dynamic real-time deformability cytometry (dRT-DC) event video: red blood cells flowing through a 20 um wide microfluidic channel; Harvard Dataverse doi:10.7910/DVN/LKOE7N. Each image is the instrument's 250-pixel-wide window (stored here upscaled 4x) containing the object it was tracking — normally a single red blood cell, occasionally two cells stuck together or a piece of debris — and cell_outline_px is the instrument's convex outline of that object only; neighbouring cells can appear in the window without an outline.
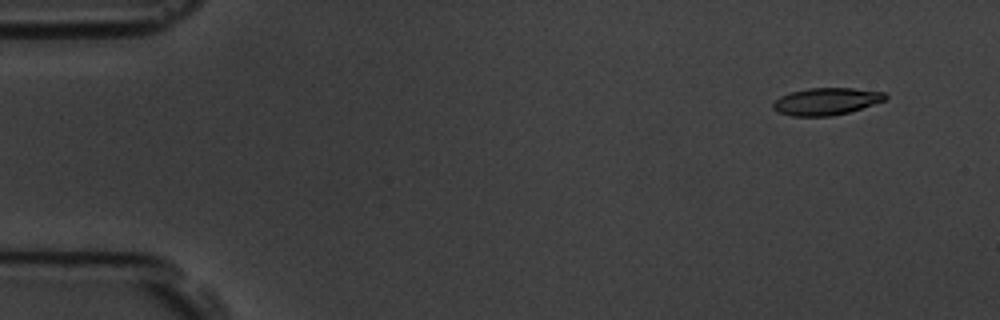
{"species": "common noctule bat (a hibernating species)", "species_latin": "Nyctalus noctula", "temperature_condition": "room temperature", "stored_images_in_passage": 4, "segment_of_instrument_passage": [2, 2], "camera_frame_rate_fps": 3000, "um_per_image_px": 0.085, "animal": {"sex": "male", "body_mass_g": 19.5, "forearm_length_mm": 54.6}, "frame": {"image": 1, "passage_image": 4, "time_ms": 4.0, "image_size_px": [1000, 320], "cell_outline_px": [[888, 96], [884, 100], [848, 112], [832, 116], [792, 116], [780, 112], [772, 108], [772, 104], [780, 96], [788, 92], [808, 88], [852, 88], [884, 92]], "centroid_in_image_um": [70.19, 8.61], "position_along_channel_um": 14.8, "area_um2": 17.63}}